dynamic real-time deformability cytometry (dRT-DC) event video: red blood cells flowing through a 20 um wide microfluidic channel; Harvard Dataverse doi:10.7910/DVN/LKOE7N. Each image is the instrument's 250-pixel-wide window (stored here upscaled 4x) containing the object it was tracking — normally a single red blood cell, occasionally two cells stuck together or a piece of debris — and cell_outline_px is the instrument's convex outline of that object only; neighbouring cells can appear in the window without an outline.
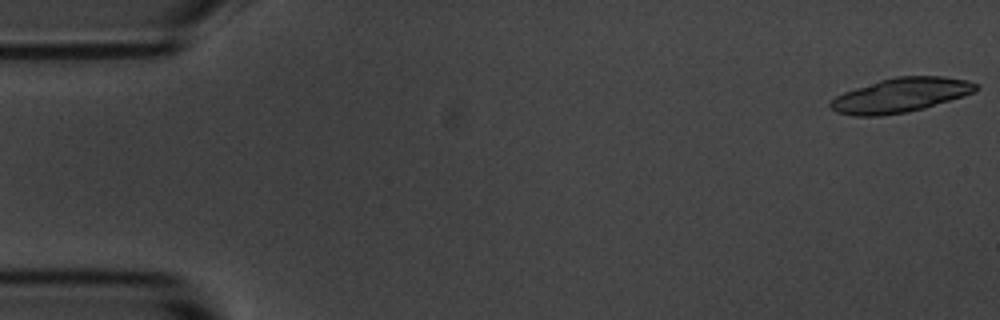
{"species": "common noctule bat (a hibernating species)", "species_latin": "Nyctalus noctula", "temperature_condition": "room temperature", "stored_images_in_passage": 6, "camera_frame_rate_fps": 3000, "um_per_image_px": 0.085, "animal": {"sex": "male", "body_mass_g": 20.1, "forearm_length_mm": 53.5}, "frame": {"image": 1, "passage_image": 1, "time_ms": 0.0, "image_size_px": [1000, 320], "cell_outline_px": [[980, 88], [976, 92], [964, 96], [924, 108], [908, 112], [880, 116], [856, 116], [836, 112], [828, 104], [836, 96], [844, 92], [880, 80], [896, 76], [944, 76], [968, 80], [976, 84]], "centroid_in_image_um": [76.59, 8.09], "position_along_channel_um": 8.4, "area_um2": 29.13}}
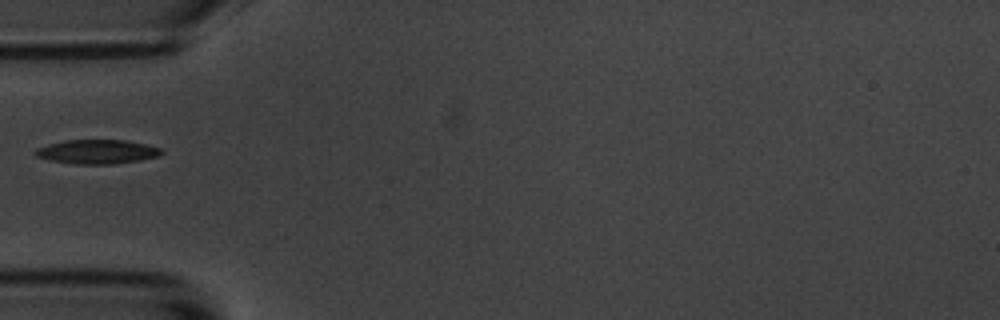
{"frame": {"image": 2, "passage_image": 6, "time_ms": 1.667, "image_size_px": [1000, 320], "cell_outline_px": [[164, 152], [160, 156], [140, 160], [112, 164], [76, 164], [48, 160], [36, 156], [32, 152], [36, 148], [48, 144], [64, 140], [124, 140], [144, 144], [160, 148]], "centroid_in_image_um": [8.22, 12.9], "position_along_channel_um": 76.8, "area_um2": 17.8}}